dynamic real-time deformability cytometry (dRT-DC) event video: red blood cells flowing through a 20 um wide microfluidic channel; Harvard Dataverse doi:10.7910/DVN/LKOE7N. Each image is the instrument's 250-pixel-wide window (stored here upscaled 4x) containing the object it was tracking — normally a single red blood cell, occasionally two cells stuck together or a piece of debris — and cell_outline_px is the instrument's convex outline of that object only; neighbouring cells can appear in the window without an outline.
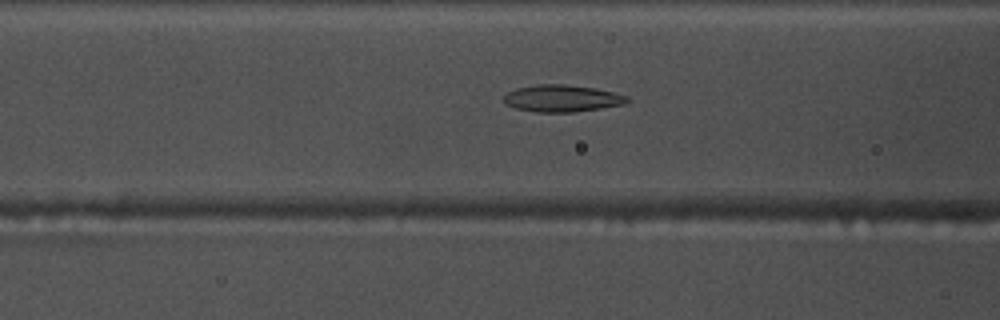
{"species": "common noctule bat (a hibernating species)", "species_latin": "Nyctalus noctula", "temperature_condition": "warm", "stored_images_in_passage": 51, "camera_frame_rate_fps": 3000, "um_per_image_px": 0.085, "animal": {"sex": "male", "body_mass_g": 17.5, "forearm_length_mm": 52.3}, "frame": {"image": 1, "passage_image": 19, "time_ms": 6.0, "image_size_px": [1000, 320], "cell_outline_px": [[628, 100], [624, 104], [600, 108], [572, 112], [536, 112], [516, 108], [504, 104], [504, 96], [508, 92], [516, 88], [540, 84], [564, 84], [596, 88], [628, 96]], "centroid_in_image_um": [47.74, 8.36], "position_along_channel_um": 118.9, "area_um2": 19.25}}
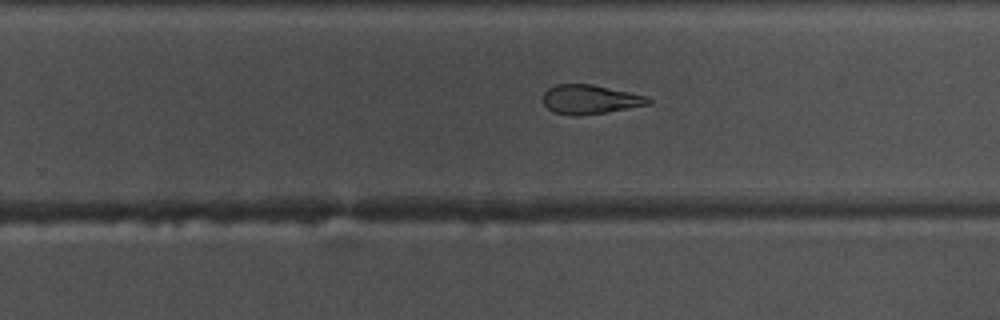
{"frame": {"image": 2, "passage_image": 32, "time_ms": 10.333, "image_size_px": [1000, 320], "cell_outline_px": [[652, 104], [608, 112], [576, 116], [552, 112], [544, 104], [544, 92], [548, 88], [556, 84], [592, 84], [648, 96], [652, 100]], "centroid_in_image_um": [50.19, 8.45], "position_along_channel_um": 279.6, "area_um2": 18.03}}
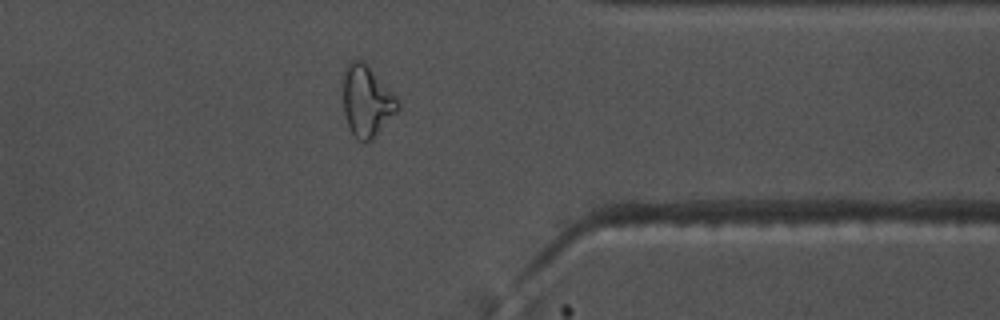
{"frame": {"image": 3, "passage_image": 41, "time_ms": 13.333, "image_size_px": [1000, 320], "cell_outline_px": [[400, 108], [372, 140], [364, 144], [356, 140], [348, 128], [344, 112], [344, 68], [352, 60], [360, 60], [400, 100]], "centroid_in_image_um": [31.17, 8.68], "position_along_channel_um": 380.2, "area_um2": 22.43}, "authors_computed_cell_mechanics": {"area_um2": 19.8832, "velocity_mm_per_s": 3.7185, "shape_relaxation_time_tau1_ms": null, "shape_relaxation_time_tau2_ms": 3.1073, "deformation_change_tau1": null, "deformation_change_tau2": 0.1077}}